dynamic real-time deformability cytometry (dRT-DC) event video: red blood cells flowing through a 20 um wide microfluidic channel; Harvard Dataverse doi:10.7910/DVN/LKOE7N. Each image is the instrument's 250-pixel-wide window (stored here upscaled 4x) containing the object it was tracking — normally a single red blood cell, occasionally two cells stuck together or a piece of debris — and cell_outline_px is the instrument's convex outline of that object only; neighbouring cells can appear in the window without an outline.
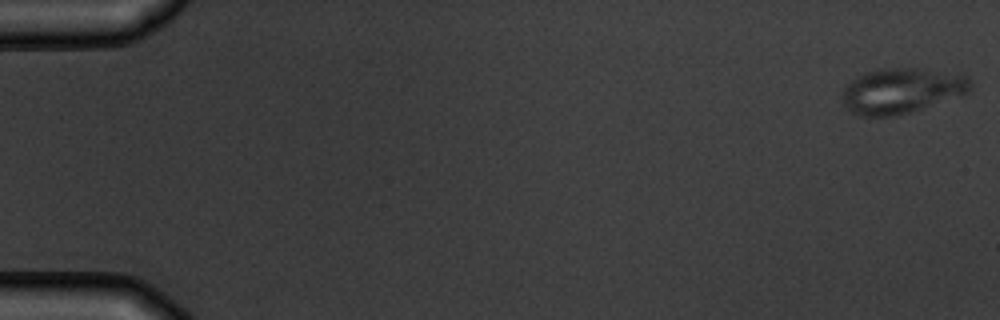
{"species": "common noctule bat (a hibernating species)", "species_latin": "Nyctalus noctula", "temperature_condition": "warm", "stored_images_in_passage": 5, "camera_frame_rate_fps": 3000, "um_per_image_px": 0.085, "animal": {"sex": "male", "body_mass_g": 19.5, "forearm_length_mm": 54.6}, "frame": {"image": 1, "passage_image": 1, "time_ms": 0.0, "image_size_px": [1000, 320], "cell_outline_px": [[972, 88], [964, 96], [912, 112], [896, 116], [860, 116], [852, 112], [844, 104], [844, 88], [852, 80], [864, 72], [876, 68], [920, 68], [968, 76], [972, 84]], "centroid_in_image_um": [76.7, 7.71], "position_along_channel_um": 8.3, "area_um2": 34.16}}